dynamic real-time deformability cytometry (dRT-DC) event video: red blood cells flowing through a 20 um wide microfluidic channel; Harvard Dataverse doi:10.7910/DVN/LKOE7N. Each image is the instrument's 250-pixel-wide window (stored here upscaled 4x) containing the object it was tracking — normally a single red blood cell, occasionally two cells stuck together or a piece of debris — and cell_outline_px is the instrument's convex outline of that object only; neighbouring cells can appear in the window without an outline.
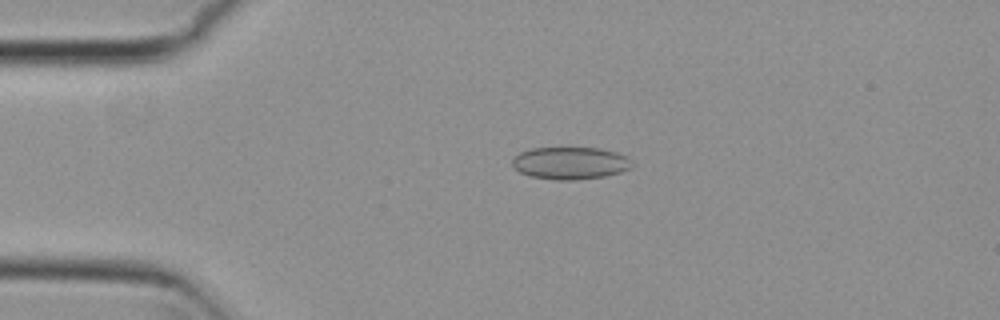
{"species": "common noctule bat (a hibernating species)", "species_latin": "Nyctalus noctula", "temperature_condition": "cold", "stored_images_in_passage": 5, "camera_frame_rate_fps": 3000, "um_per_image_px": 0.085, "animal": {"sex": "female", "body_mass_g": 29.2, "forearm_length_mm": 56.3}, "frame": {"image": 1, "passage_image": 2, "time_ms": 0.333, "image_size_px": [1000, 320], "cell_outline_px": [[632, 168], [620, 172], [604, 176], [576, 180], [556, 180], [528, 176], [520, 172], [512, 164], [512, 156], [520, 152], [532, 148], [600, 148], [616, 152], [628, 156], [632, 164]], "centroid_in_image_um": [48.46, 13.86], "position_along_channel_um": 36.5, "area_um2": 22.72}}